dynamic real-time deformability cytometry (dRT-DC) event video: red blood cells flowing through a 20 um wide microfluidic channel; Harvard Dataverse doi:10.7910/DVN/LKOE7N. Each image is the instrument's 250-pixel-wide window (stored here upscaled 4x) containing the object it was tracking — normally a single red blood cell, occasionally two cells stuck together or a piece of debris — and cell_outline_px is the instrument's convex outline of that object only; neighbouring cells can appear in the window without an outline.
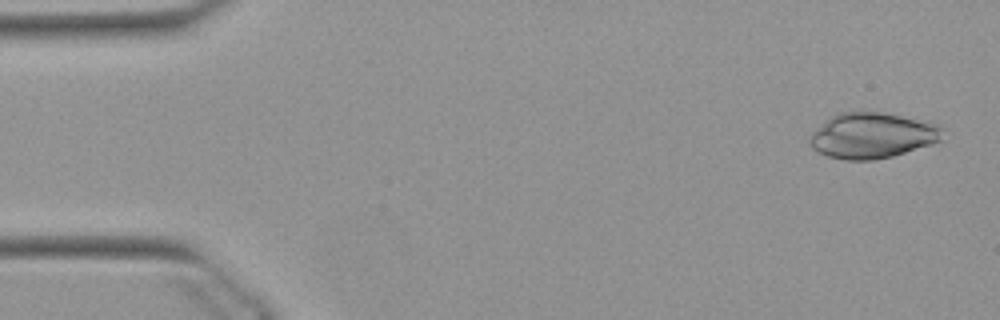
{"species": "Egyptian fruit bat (a non-hibernating species)", "species_latin": "Rousettus aegyptiacus", "temperature_condition": "warm", "stored_images_in_passage": 51, "camera_frame_rate_fps": 3000, "um_per_image_px": 0.085, "animal": {"sex": "female"}, "frame": {"image": 1, "passage_image": 2, "time_ms": 0.333, "image_size_px": [1000, 320], "cell_outline_px": [[940, 140], [932, 144], [892, 156], [872, 160], [844, 160], [828, 156], [812, 148], [808, 140], [812, 132], [836, 112], [860, 108], [884, 112], [940, 124]], "centroid_in_image_um": [74.09, 11.47], "position_along_channel_um": 10.9, "area_um2": 35.78}}
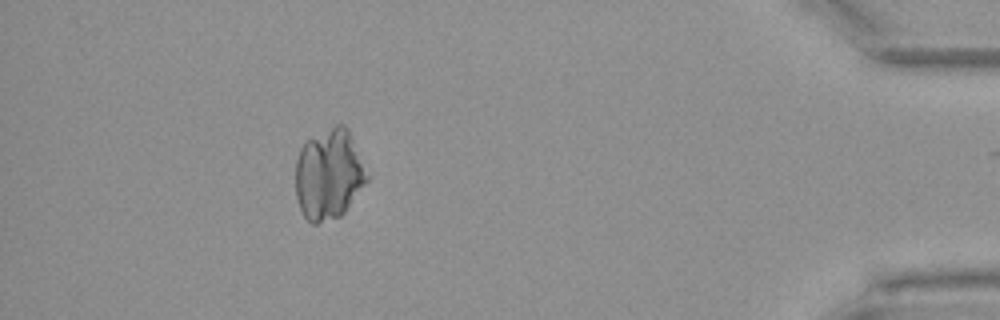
{"frame": {"image": 2, "passage_image": 46, "time_ms": 15.0, "image_size_px": [1000, 320], "cell_outline_px": [[368, 180], [344, 212], [340, 216], [316, 224], [312, 224], [304, 216], [300, 208], [296, 196], [296, 160], [300, 148], [304, 140], [336, 124], [344, 124], [348, 128], [368, 176]], "centroid_in_image_um": [27.92, 14.8], "position_along_channel_um": 407.3, "area_um2": 37.57}}